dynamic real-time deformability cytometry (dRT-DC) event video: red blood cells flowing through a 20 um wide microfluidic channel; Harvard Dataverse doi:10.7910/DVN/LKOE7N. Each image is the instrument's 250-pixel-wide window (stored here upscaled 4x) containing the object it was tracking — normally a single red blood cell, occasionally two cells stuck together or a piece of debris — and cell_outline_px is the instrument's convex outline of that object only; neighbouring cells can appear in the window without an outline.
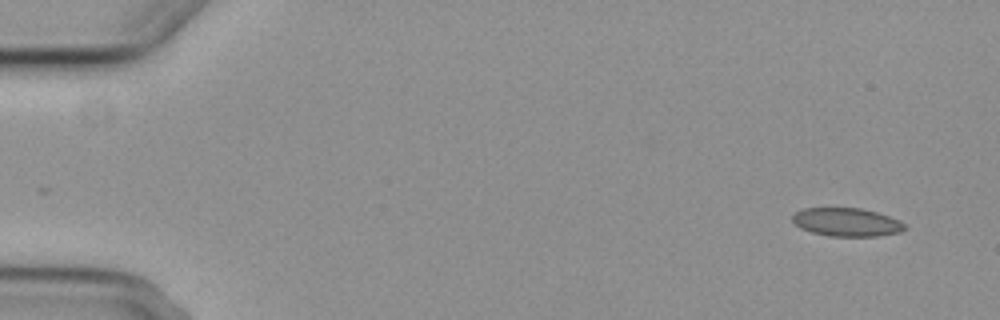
{"species": "common noctule bat (a hibernating species)", "species_latin": "Nyctalus noctula", "temperature_condition": "cold", "stored_images_in_passage": 2, "camera_frame_rate_fps": 3000, "um_per_image_px": 0.085, "animal": {"sex": "female", "body_mass_g": 29.2, "forearm_length_mm": 56.3}, "frame": {"image": 1, "passage_image": 1, "time_ms": 0.0, "image_size_px": [1000, 320], "cell_outline_px": [[908, 228], [900, 232], [880, 236], [828, 236], [812, 232], [800, 228], [792, 220], [792, 216], [796, 212], [804, 208], [860, 208], [876, 212], [900, 220]], "centroid_in_image_um": [71.99, 18.89], "position_along_channel_um": 13.0, "area_um2": 18.55}}